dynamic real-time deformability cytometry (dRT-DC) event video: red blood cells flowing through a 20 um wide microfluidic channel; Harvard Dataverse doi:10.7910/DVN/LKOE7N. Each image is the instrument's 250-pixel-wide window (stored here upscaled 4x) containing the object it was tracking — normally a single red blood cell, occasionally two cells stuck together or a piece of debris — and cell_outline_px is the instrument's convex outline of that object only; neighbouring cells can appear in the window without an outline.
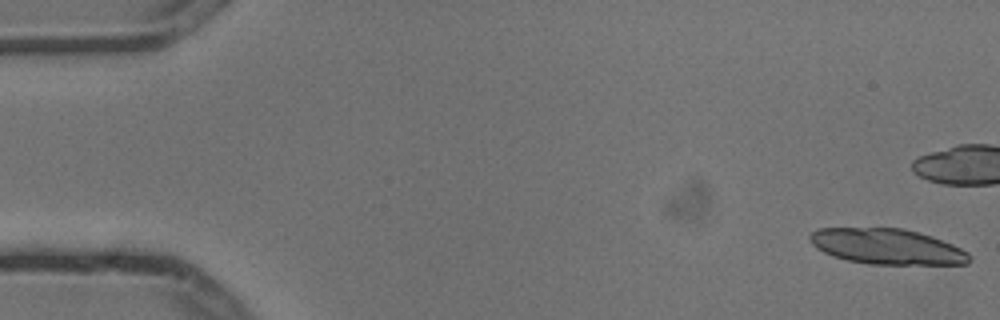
{"species": "common noctule bat (a hibernating species)", "species_latin": "Nyctalus noctula", "temperature_condition": "cold", "stored_images_in_passage": 6, "camera_frame_rate_fps": 3000, "um_per_image_px": 0.085, "animal": {"sex": "male", "body_mass_g": 13.3}, "frame": {"image": 1, "passage_image": 1, "time_ms": 0.0, "image_size_px": [1000, 320], "cell_outline_px": [[972, 260], [968, 264], [868, 264], [848, 260], [832, 256], [816, 248], [808, 240], [808, 236], [816, 228], [904, 228], [932, 236], [952, 244], [968, 252], [972, 256]], "centroid_in_image_um": [75.4, 20.95], "position_along_channel_um": 9.6, "area_um2": 33.23}}